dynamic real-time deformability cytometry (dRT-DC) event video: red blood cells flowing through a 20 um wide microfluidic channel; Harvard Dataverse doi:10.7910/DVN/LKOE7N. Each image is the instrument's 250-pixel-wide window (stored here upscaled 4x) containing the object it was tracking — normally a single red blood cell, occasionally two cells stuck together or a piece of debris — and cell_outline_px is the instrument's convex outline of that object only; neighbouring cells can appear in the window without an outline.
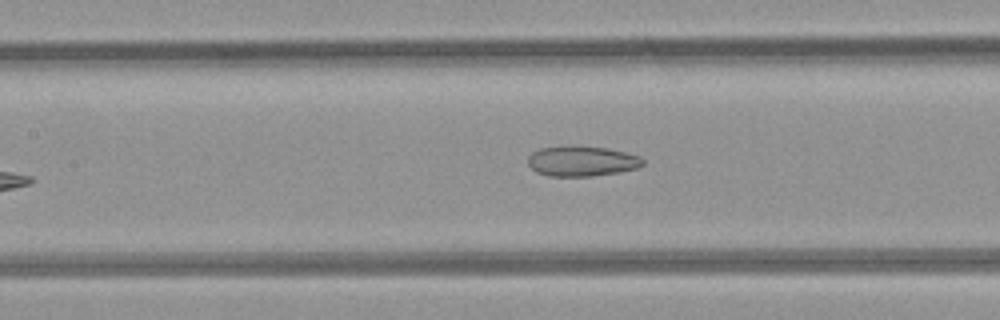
{"species": "common noctule bat (a hibernating species)", "species_latin": "Nyctalus noctula", "temperature_condition": "room temperature", "stored_images_in_passage": 6, "camera_frame_rate_fps": 3000, "um_per_image_px": 0.085, "animal": {"sex": "female", "body_mass_g": 21.9}, "frame": {"image": 1, "passage_image": 5, "time_ms": 4.667, "image_size_px": [1000, 320], "cell_outline_px": [[644, 164], [636, 168], [620, 172], [592, 176], [548, 176], [536, 172], [528, 164], [528, 156], [532, 152], [540, 148], [568, 144], [608, 148], [640, 156], [644, 160]], "centroid_in_image_um": [49.43, 13.67], "position_along_channel_um": 158.0, "area_um2": 20.63}}
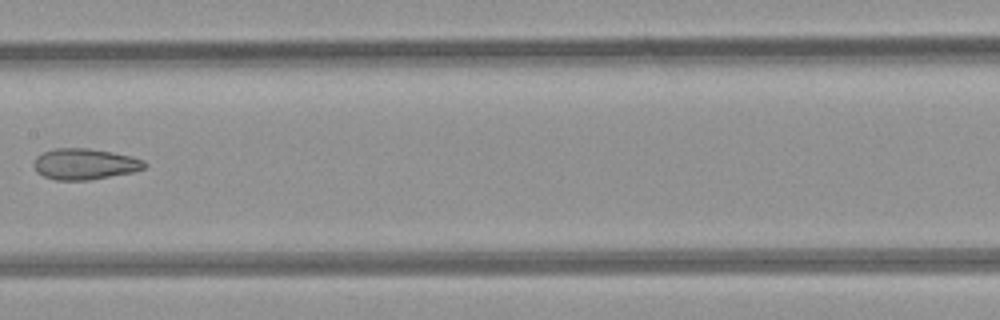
{"frame": {"image": 2, "passage_image": 6, "time_ms": 5.667, "image_size_px": [1000, 320], "cell_outline_px": [[148, 164], [144, 168], [132, 172], [88, 180], [56, 180], [44, 176], [36, 172], [32, 164], [36, 156], [44, 152], [56, 148], [88, 148], [112, 152], [132, 156], [144, 160]], "centroid_in_image_um": [7.19, 13.94], "position_along_channel_um": 200.2, "area_um2": 20.06}}